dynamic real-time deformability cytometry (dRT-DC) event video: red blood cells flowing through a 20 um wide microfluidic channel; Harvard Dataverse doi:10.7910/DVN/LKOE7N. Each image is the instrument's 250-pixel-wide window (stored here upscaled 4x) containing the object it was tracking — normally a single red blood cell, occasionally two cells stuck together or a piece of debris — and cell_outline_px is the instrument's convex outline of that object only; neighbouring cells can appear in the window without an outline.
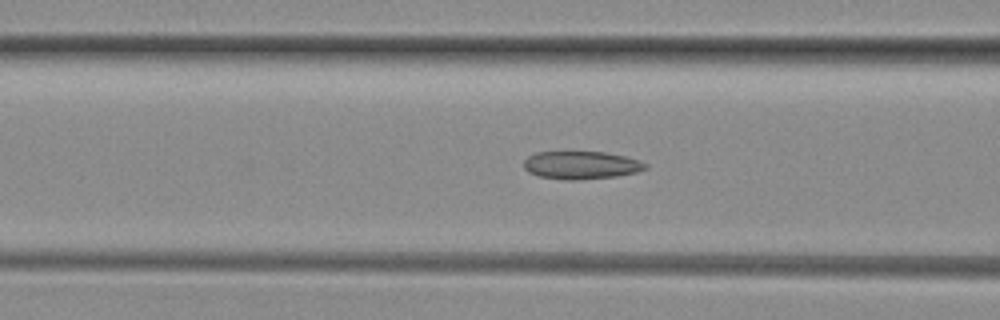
{"species": "common noctule bat (a hibernating species)", "species_latin": "Nyctalus noctula", "temperature_condition": "room temperature", "stored_images_in_passage": 13, "camera_frame_rate_fps": 3000, "um_per_image_px": 0.085, "animal": {"sex": "female", "body_mass_g": 29.2, "forearm_length_mm": 56.3}, "frame": {"image": 1, "passage_image": 12, "time_ms": 3.667, "image_size_px": [1000, 320], "cell_outline_px": [[648, 168], [636, 172], [616, 176], [576, 180], [568, 180], [540, 176], [528, 172], [524, 168], [524, 160], [528, 156], [536, 152], [604, 152], [624, 156], [640, 160], [648, 164]], "centroid_in_image_um": [49.41, 14.03], "position_along_channel_um": 117.2, "area_um2": 19.71}}